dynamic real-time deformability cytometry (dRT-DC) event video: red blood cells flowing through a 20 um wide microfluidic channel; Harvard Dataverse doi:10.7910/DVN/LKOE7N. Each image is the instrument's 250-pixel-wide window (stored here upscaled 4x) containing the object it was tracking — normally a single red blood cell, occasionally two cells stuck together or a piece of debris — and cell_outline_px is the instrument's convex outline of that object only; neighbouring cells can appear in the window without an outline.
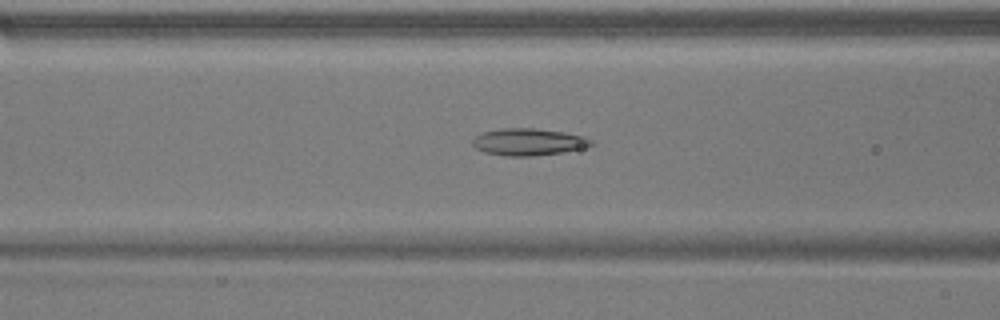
{"species": "common noctule bat (a hibernating species)", "species_latin": "Nyctalus noctula", "temperature_condition": "warm", "stored_images_in_passage": 51, "camera_frame_rate_fps": 3000, "um_per_image_px": 0.085, "animal": {"sex": "male", "body_mass_g": 17.9}, "frame": {"image": 1, "passage_image": 22, "time_ms": 7.0, "image_size_px": [1000, 320], "cell_outline_px": [[596, 144], [580, 148], [560, 152], [532, 156], [504, 156], [484, 152], [476, 148], [472, 144], [472, 140], [476, 136], [484, 132], [500, 128], [536, 128], [564, 132], [584, 136], [592, 140]], "centroid_in_image_um": [44.9, 12.06], "position_along_channel_um": 121.7, "area_um2": 18.61}}
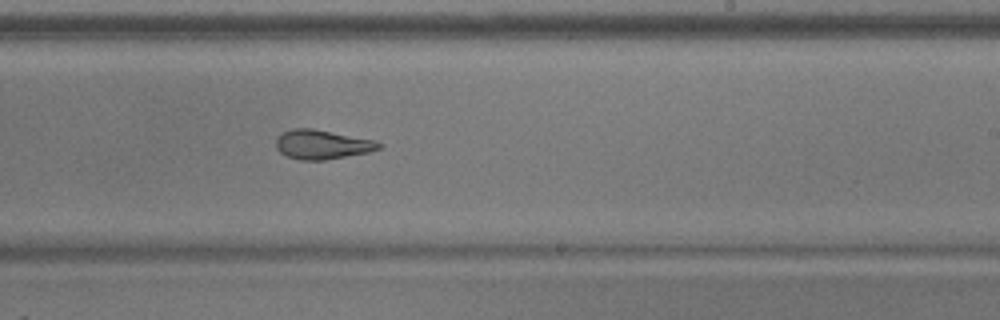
{"frame": {"image": 2, "passage_image": 33, "time_ms": 10.667, "image_size_px": [1000, 320], "cell_outline_px": [[384, 144], [380, 148], [368, 152], [324, 160], [300, 160], [288, 156], [280, 152], [276, 148], [276, 136], [292, 128], [312, 128], [376, 140]], "centroid_in_image_um": [27.38, 12.27], "position_along_channel_um": 261.6, "area_um2": 17.57}}
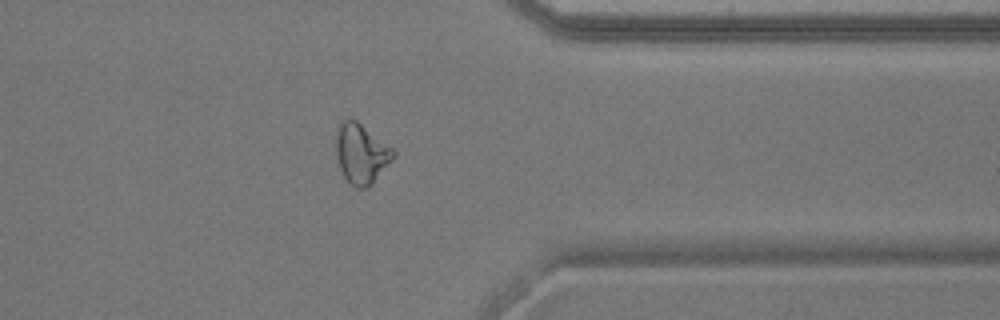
{"frame": {"image": 3, "passage_image": 43, "time_ms": 14.0, "image_size_px": [1000, 320], "cell_outline_px": [[396, 152], [392, 160], [372, 184], [364, 188], [356, 188], [344, 176], [340, 168], [336, 156], [336, 128], [340, 120], [344, 116], [348, 116], [356, 120], [392, 148]], "centroid_in_image_um": [30.67, 13.0], "position_along_channel_um": 380.7, "area_um2": 20.06}}